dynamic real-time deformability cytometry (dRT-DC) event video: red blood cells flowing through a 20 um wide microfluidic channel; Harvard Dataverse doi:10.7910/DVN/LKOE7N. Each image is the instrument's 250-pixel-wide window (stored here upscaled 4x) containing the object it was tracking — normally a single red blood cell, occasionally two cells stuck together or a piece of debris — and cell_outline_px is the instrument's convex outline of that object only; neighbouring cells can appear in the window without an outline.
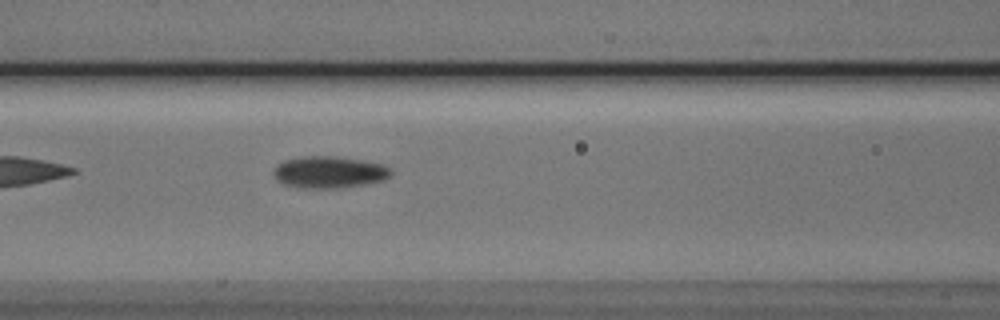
{"species": "Egyptian fruit bat (a non-hibernating species)", "species_latin": "Rousettus aegyptiacus", "temperature_condition": "cold", "stored_images_in_passage": 4, "camera_frame_rate_fps": 3000, "um_per_image_px": 0.085, "animal": {"sex": "male"}, "frame": {"image": 1, "passage_image": 4, "time_ms": 3.333, "image_size_px": [1000, 320], "cell_outline_px": [[392, 176], [384, 180], [364, 184], [340, 188], [304, 188], [284, 184], [276, 180], [272, 172], [272, 168], [276, 164], [284, 160], [300, 156], [332, 156], [360, 160], [380, 164], [388, 168], [392, 172]], "centroid_in_image_um": [27.92, 14.63], "position_along_channel_um": 138.7, "area_um2": 21.85}}